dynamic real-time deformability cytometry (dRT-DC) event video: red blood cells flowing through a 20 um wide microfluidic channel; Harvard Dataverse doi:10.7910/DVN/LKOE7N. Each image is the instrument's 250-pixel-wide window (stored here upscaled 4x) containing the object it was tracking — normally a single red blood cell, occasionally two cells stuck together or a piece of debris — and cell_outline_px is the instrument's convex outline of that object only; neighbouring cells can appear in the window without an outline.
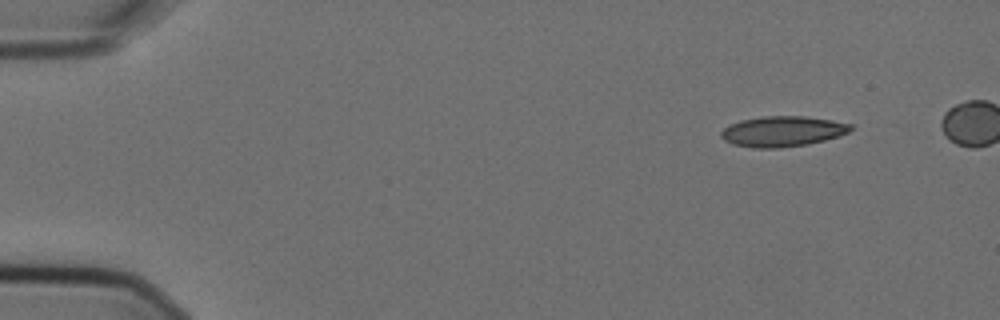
{"species": "Egyptian fruit bat (a non-hibernating species)", "species_latin": "Rousettus aegyptiacus", "temperature_condition": "cold", "stored_images_in_passage": 5, "camera_frame_rate_fps": 3000, "um_per_image_px": 0.085, "animal": {"sex": "female"}, "frame": {"image": 1, "passage_image": 1, "time_ms": 0.0, "image_size_px": [1000, 320], "cell_outline_px": [[852, 128], [848, 132], [840, 136], [808, 144], [780, 148], [752, 148], [732, 144], [724, 140], [720, 136], [720, 132], [728, 124], [740, 120], [760, 116], [804, 116], [832, 120], [852, 124]], "centroid_in_image_um": [66.48, 11.16], "position_along_channel_um": 18.5, "area_um2": 23.24}}